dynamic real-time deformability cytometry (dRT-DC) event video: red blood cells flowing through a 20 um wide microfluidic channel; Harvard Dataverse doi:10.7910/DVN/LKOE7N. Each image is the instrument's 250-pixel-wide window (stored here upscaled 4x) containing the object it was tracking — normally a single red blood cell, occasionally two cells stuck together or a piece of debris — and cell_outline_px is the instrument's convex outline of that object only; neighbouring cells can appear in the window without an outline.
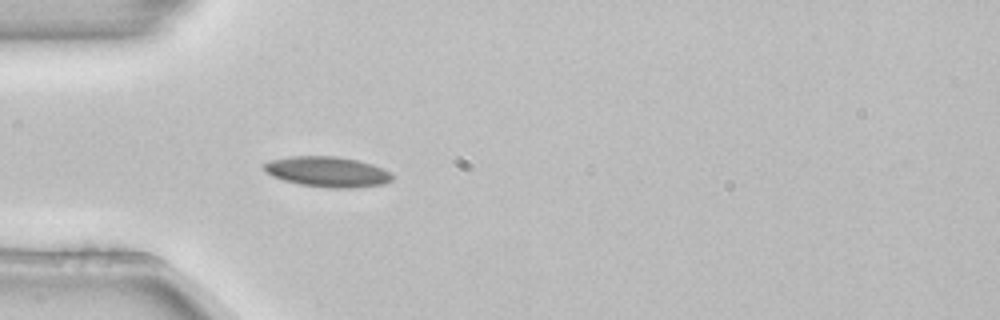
{"species": "common noctule bat (a hibernating species)", "species_latin": "Nyctalus noctula", "temperature_condition": "room temperature", "stored_images_in_passage": 3, "camera_frame_rate_fps": 3000, "um_per_image_px": 0.085, "animal": {"sex": "female", "body_mass_g": 22.7, "forearm_length_mm": 54.2}, "frame": {"image": 1, "passage_image": 3, "time_ms": 0.667, "image_size_px": [1000, 320], "cell_outline_px": [[392, 180], [384, 184], [356, 188], [328, 188], [300, 184], [284, 180], [272, 176], [264, 172], [264, 164], [272, 160], [292, 156], [336, 156], [356, 160], [372, 164], [388, 172], [392, 176]], "centroid_in_image_um": [27.82, 14.61], "position_along_channel_um": 57.2, "area_um2": 22.54}}